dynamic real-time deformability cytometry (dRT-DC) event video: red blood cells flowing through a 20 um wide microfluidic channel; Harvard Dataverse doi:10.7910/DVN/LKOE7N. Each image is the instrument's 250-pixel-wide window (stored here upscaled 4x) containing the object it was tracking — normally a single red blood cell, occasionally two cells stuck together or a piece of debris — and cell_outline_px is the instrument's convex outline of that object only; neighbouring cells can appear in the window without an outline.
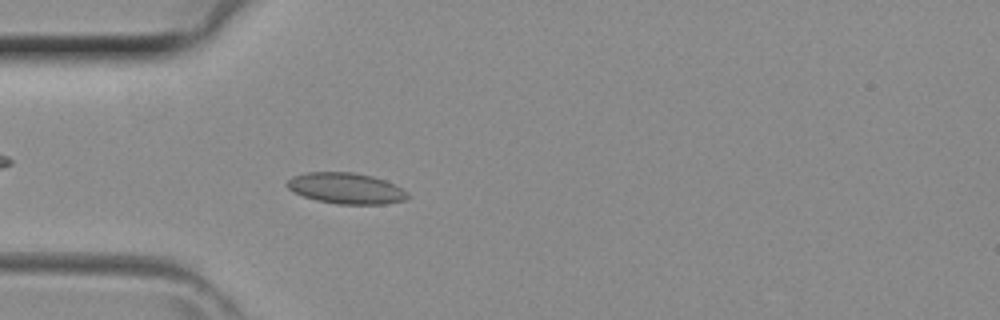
{"species": "common noctule bat (a hibernating species)", "species_latin": "Nyctalus noctula", "temperature_condition": "room temperature", "stored_images_in_passage": 39, "camera_frame_rate_fps": 3000, "um_per_image_px": 0.085, "animal": {"sex": "female", "body_mass_g": 29.2, "forearm_length_mm": 56.3}, "frame": {"image": 1, "passage_image": 9, "time_ms": 2.667, "image_size_px": [1000, 320], "cell_outline_px": [[408, 196], [404, 200], [384, 204], [336, 204], [316, 200], [292, 192], [284, 184], [292, 176], [308, 172], [352, 172], [372, 176], [384, 180], [408, 192]], "centroid_in_image_um": [29.36, 16.01], "position_along_channel_um": 55.6, "area_um2": 21.68}}
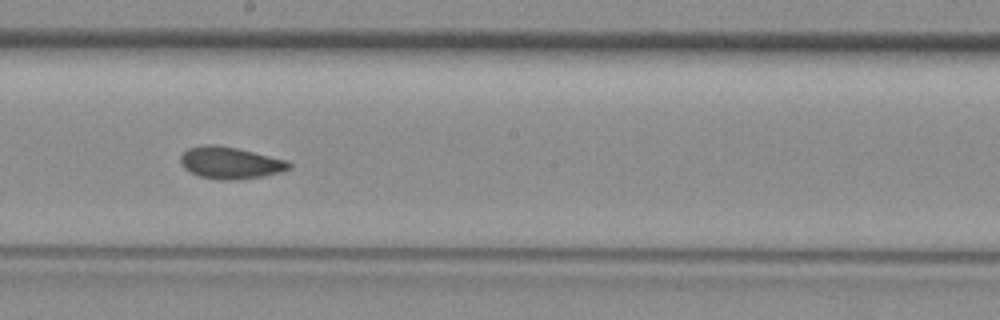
{"frame": {"image": 2, "passage_image": 20, "time_ms": 6.333, "image_size_px": [1000, 320], "cell_outline_px": [[292, 168], [280, 172], [260, 176], [236, 180], [220, 180], [200, 176], [184, 168], [180, 160], [180, 156], [188, 148], [200, 144], [216, 144], [236, 148], [288, 160], [292, 164]], "centroid_in_image_um": [19.57, 13.83], "position_along_channel_um": 228.6, "area_um2": 20.17}}
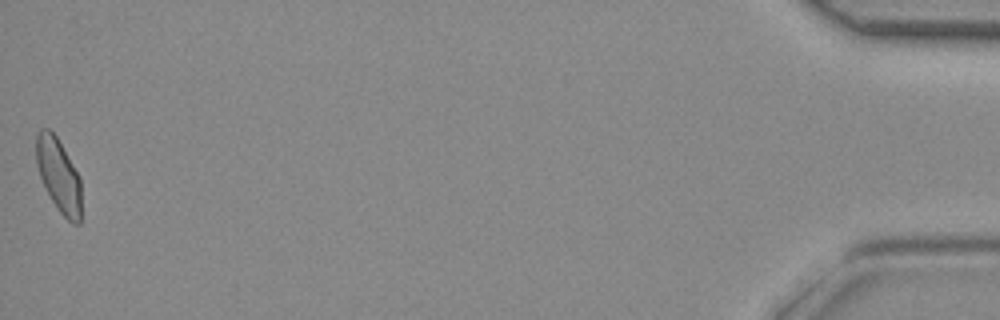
{"frame": {"image": 3, "passage_image": 39, "time_ms": 12.667, "image_size_px": [1000, 320], "cell_outline_px": [[80, 224], [72, 224], [60, 212], [52, 200], [40, 176], [36, 164], [36, 132], [40, 128], [48, 128], [56, 136], [80, 176]], "centroid_in_image_um": [4.98, 14.87], "position_along_channel_um": 430.2, "area_um2": 19.13}}